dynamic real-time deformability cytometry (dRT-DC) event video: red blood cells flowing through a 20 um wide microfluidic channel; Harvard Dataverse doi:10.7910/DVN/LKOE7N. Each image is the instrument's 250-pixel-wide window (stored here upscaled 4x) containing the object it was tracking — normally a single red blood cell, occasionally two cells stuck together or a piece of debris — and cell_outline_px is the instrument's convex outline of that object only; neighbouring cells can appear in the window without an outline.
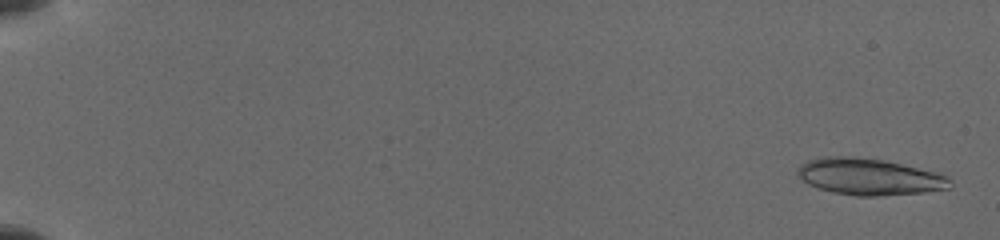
{"species": "common noctule bat (a hibernating species)", "species_latin": "Nyctalus noctula", "temperature_condition": "cold", "stored_images_in_passage": 39, "camera_frame_rate_fps": 3000, "um_per_image_px": 0.085, "animal": {"sex": "female", "body_mass_g": 19.5, "forearm_length_mm": 54.1}, "frame": {"image": 1, "passage_image": 2, "time_ms": 0.333, "image_size_px": [1000, 240], "cell_outline_px": [[952, 188], [924, 192], [876, 196], [856, 196], [832, 192], [808, 184], [796, 172], [800, 164], [808, 160], [828, 156], [852, 156], [884, 160], [948, 176]], "centroid_in_image_um": [73.86, 15.02], "position_along_channel_um": 11.1, "area_um2": 32.14}}
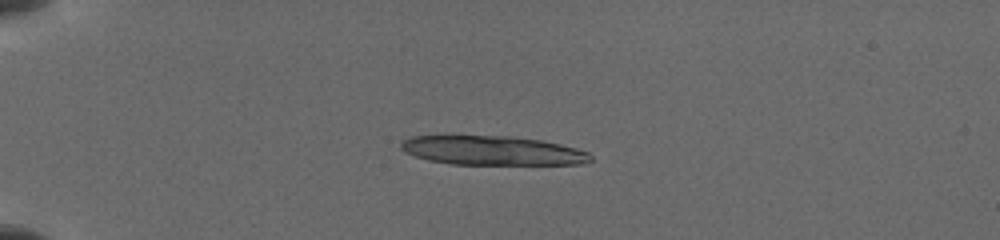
{"frame": {"image": 2, "passage_image": 30, "time_ms": 4.667, "image_size_px": [1000, 240], "cell_outline_px": [[592, 160], [584, 164], [452, 164], [428, 160], [404, 152], [400, 148], [400, 144], [404, 140], [412, 136], [508, 136], [540, 140], [560, 144], [576, 148], [588, 152], [592, 156]], "centroid_in_image_um": [41.86, 12.8], "position_along_channel_um": 43.1, "area_um2": 32.08}}